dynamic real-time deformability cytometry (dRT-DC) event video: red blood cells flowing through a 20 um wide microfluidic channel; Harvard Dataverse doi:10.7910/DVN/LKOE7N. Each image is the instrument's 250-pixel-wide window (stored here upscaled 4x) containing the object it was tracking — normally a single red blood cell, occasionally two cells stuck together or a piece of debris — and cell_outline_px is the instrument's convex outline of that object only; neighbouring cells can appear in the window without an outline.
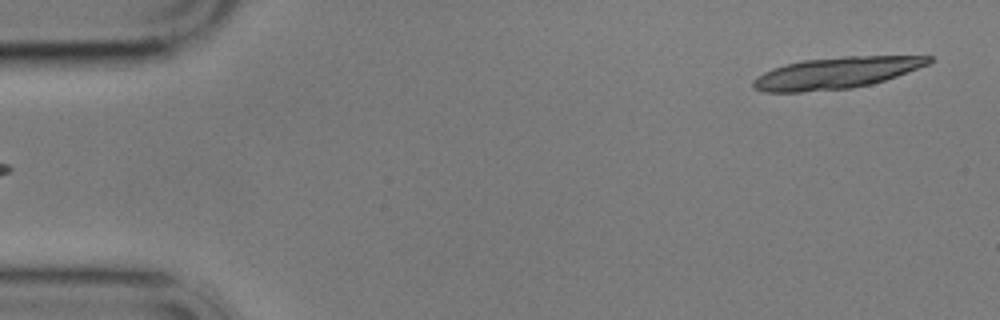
{"species": "common noctule bat (a hibernating species)", "species_latin": "Nyctalus noctula", "temperature_condition": "cold", "stored_images_in_passage": 5, "segment_of_instrument_passage": [2, 2], "camera_frame_rate_fps": 3000, "um_per_image_px": 0.085, "animal": {"sex": "male", "body_mass_g": 17.9}, "frame": {"image": 1, "passage_image": 5, "time_ms": 4.667, "image_size_px": [1000, 320], "cell_outline_px": [[932, 60], [928, 64], [896, 76], [872, 84], [852, 88], [800, 92], [764, 92], [752, 88], [752, 80], [756, 76], [772, 68], [784, 64], [804, 60], [844, 56], [932, 56]], "centroid_in_image_um": [71.01, 6.2], "position_along_channel_um": 14.0, "area_um2": 32.19}}